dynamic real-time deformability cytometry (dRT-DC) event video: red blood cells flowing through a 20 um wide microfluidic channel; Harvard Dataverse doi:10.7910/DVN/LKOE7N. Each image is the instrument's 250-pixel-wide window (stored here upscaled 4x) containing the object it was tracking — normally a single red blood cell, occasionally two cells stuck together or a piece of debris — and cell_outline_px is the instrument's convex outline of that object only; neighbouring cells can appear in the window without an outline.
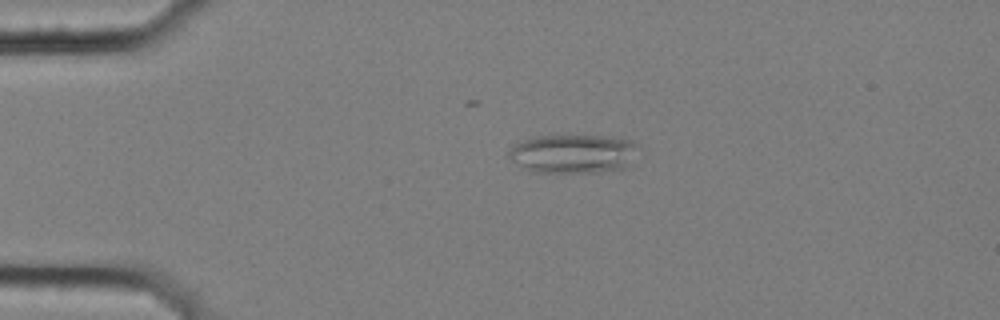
{"species": "common noctule bat (a hibernating species)", "species_latin": "Nyctalus noctula", "temperature_condition": "cold", "stored_images_in_passage": 13, "camera_frame_rate_fps": 3000, "um_per_image_px": 0.085, "animal": {"sex": "female", "body_mass_g": 25.1}, "frame": {"image": 1, "passage_image": 1, "time_ms": 0.0, "image_size_px": [1000, 320], "cell_outline_px": [[636, 144], [624, 168], [600, 172], [532, 172], [524, 168], [512, 160], [508, 156], [508, 152], [516, 144], [524, 140], [536, 136], [612, 136], [632, 140]], "centroid_in_image_um": [48.66, 13.06], "position_along_channel_um": 36.3, "area_um2": 28.67}}
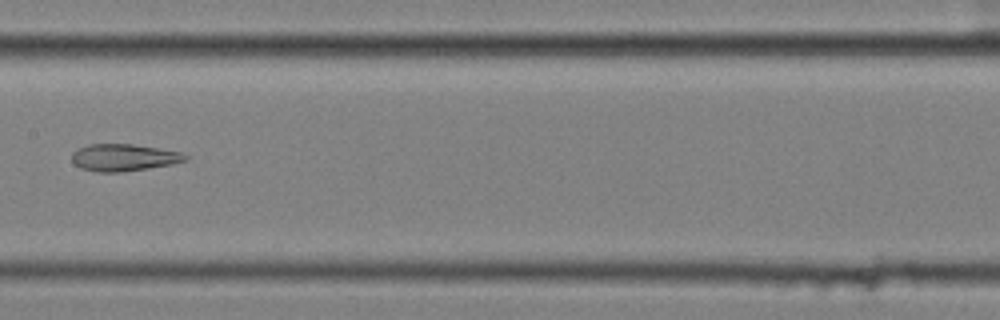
{"frame": {"image": 2, "passage_image": 6, "time_ms": 1.667, "image_size_px": [1000, 320], "cell_outline_px": [[188, 160], [172, 164], [148, 168], [120, 172], [100, 172], [80, 168], [72, 160], [72, 152], [76, 148], [88, 144], [132, 144], [180, 152], [188, 156]], "centroid_in_image_um": [10.49, 13.38], "position_along_channel_um": 196.9, "area_um2": 17.8}}
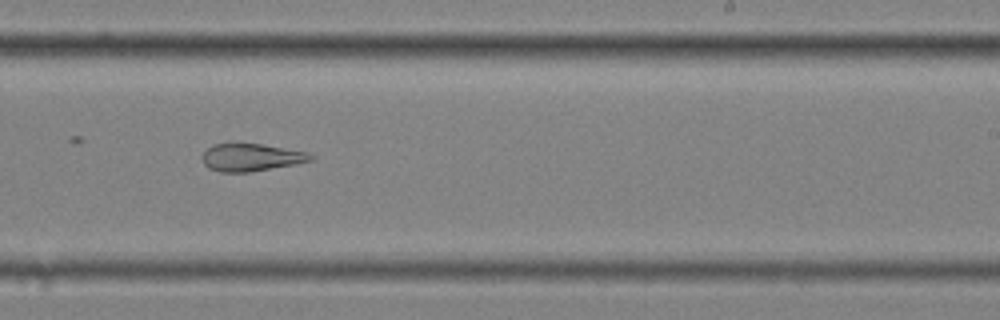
{"frame": {"image": 3, "passage_image": 8, "time_ms": 2.333, "image_size_px": [1000, 320], "cell_outline_px": [[316, 156], [312, 160], [296, 164], [248, 172], [220, 172], [208, 168], [204, 164], [200, 156], [212, 144], [260, 144], [308, 152]], "centroid_in_image_um": [21.34, 13.38], "position_along_channel_um": 267.7, "area_um2": 17.34}}